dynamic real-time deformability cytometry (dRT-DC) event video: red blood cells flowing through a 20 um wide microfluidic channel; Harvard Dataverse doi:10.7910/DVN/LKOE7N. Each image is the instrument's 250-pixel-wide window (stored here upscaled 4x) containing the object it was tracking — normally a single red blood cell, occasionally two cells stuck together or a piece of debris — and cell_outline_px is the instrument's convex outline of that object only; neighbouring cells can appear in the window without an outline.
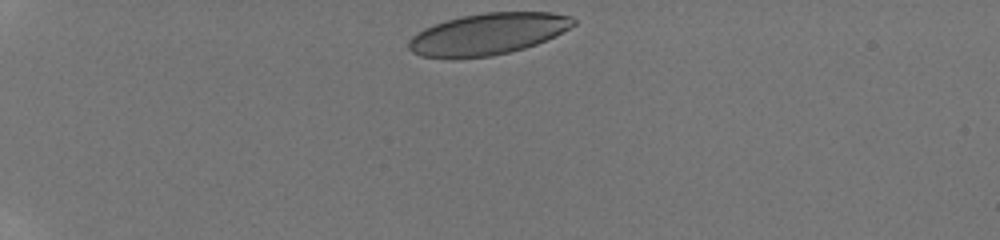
{"species": "human", "species_latin": "Homo sapiens", "temperature_condition": "room temperature", "stored_images_in_passage": 8, "camera_frame_rate_fps": 3000, "um_per_image_px": 0.085, "donor": {"sex": "male"}, "frame": {"image": 1, "passage_image": 1, "time_ms": 0.0, "image_size_px": [1000, 240], "cell_outline_px": [[576, 24], [536, 44], [524, 48], [492, 56], [452, 60], [420, 56], [412, 52], [408, 48], [408, 40], [416, 32], [424, 28], [460, 16], [484, 12], [552, 12], [572, 16], [576, 20]], "centroid_in_image_um": [41.4, 2.91], "position_along_channel_um": 43.6, "area_um2": 40.17}}
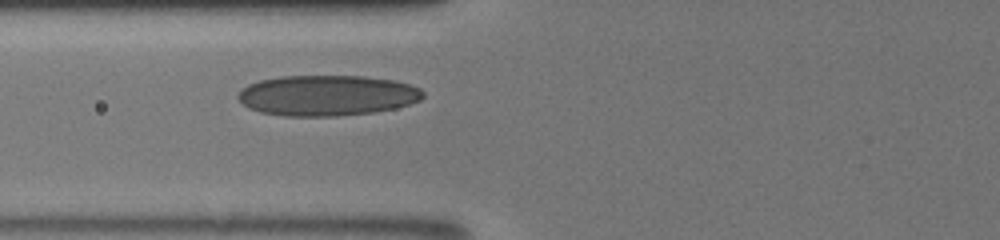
{"frame": {"image": 2, "passage_image": 8, "time_ms": 3.0, "image_size_px": [1000, 240], "cell_outline_px": [[424, 96], [420, 100], [396, 108], [372, 112], [336, 116], [284, 116], [260, 112], [248, 108], [236, 96], [240, 88], [248, 84], [260, 80], [280, 76], [360, 76], [392, 80], [408, 84], [420, 88], [424, 92]], "centroid_in_image_um": [27.76, 8.11], "position_along_channel_um": 98.0, "area_um2": 43.81}}